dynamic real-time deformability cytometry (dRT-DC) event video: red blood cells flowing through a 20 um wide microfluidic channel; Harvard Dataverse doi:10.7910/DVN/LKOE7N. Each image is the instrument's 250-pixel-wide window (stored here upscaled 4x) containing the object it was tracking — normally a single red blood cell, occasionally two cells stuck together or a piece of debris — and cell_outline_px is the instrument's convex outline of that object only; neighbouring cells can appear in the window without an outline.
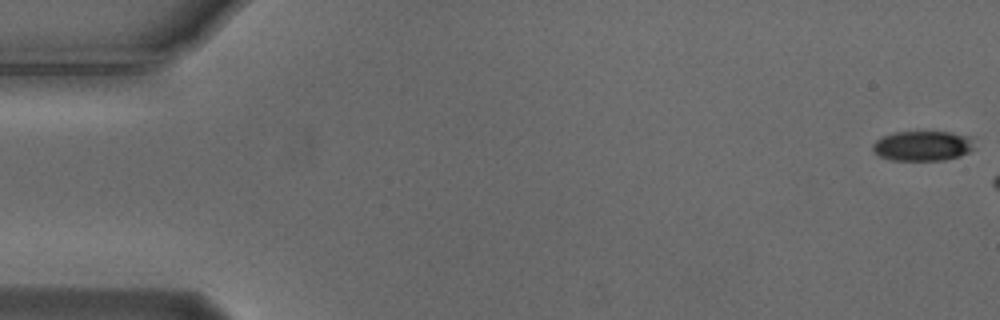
{"species": "Egyptian fruit bat (a non-hibernating species)", "species_latin": "Rousettus aegyptiacus", "temperature_condition": "cold", "stored_images_in_passage": 11, "camera_frame_rate_fps": 3000, "um_per_image_px": 0.085, "animal": {"sex": "male"}, "frame": {"image": 1, "passage_image": 1, "time_ms": 0.0, "image_size_px": [1000, 320], "cell_outline_px": [[972, 148], [968, 152], [960, 156], [944, 160], [892, 160], [880, 156], [872, 148], [872, 144], [876, 140], [884, 136], [896, 132], [952, 132], [972, 136]], "centroid_in_image_um": [78.44, 12.39], "position_along_channel_um": 6.6, "area_um2": 17.63}}